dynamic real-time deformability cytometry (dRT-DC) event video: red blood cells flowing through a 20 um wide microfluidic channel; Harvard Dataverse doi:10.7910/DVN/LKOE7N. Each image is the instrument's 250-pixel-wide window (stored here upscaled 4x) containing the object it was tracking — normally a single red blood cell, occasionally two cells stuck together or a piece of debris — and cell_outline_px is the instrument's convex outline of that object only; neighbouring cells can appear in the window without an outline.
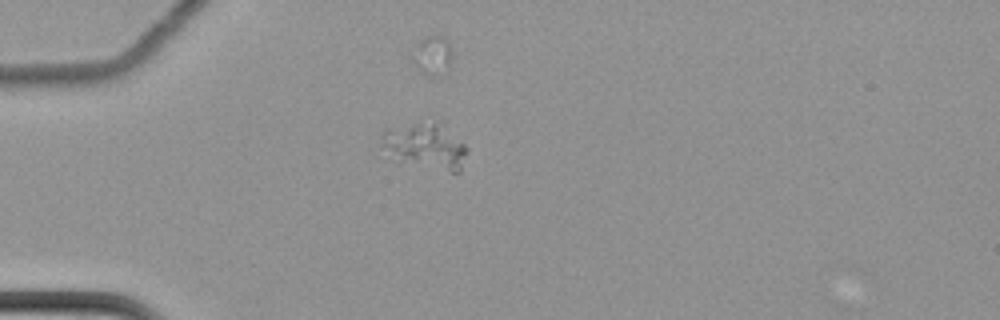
{"species": "common noctule bat (a hibernating species)", "species_latin": "Nyctalus noctula", "temperature_condition": "cold", "stored_images_in_passage": 32, "camera_frame_rate_fps": 3000, "um_per_image_px": 0.085, "animal": {"sex": "female", "body_mass_g": 22.7, "forearm_length_mm": 54.2}, "frame": {"image": 1, "passage_image": 1, "time_ms": 0.0, "image_size_px": [1000, 320], "cell_outline_px": [[468, 152], [460, 172], [452, 172], [400, 160], [380, 140], [380, 132], [384, 128], [412, 124], [440, 124], [464, 144], [468, 148]], "centroid_in_image_um": [36.2, 12.41], "position_along_channel_um": 48.8, "area_um2": 21.56}}
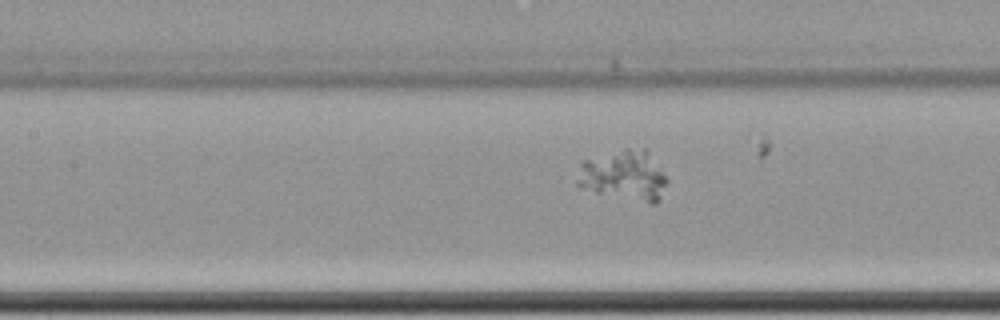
{"frame": {"image": 2, "passage_image": 12, "time_ms": 3.667, "image_size_px": [1000, 320], "cell_outline_px": [[668, 180], [660, 200], [656, 204], [652, 204], [596, 192], [580, 188], [576, 184], [576, 180], [584, 160], [624, 148], [644, 148]], "centroid_in_image_um": [53.04, 14.93], "position_along_channel_um": 154.4, "area_um2": 26.01}}
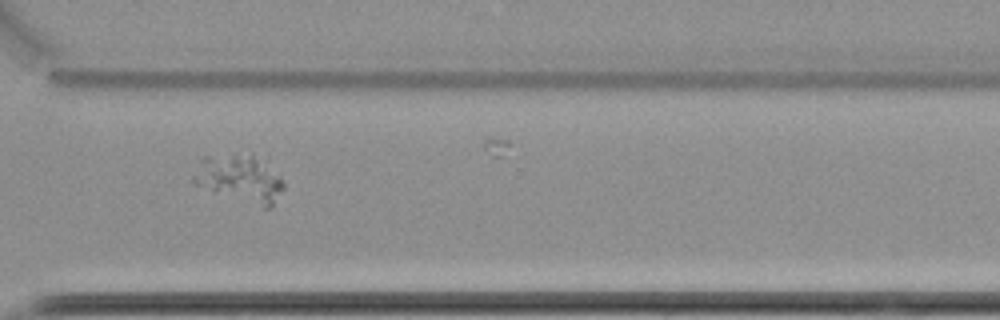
{"frame": {"image": 3, "passage_image": 29, "time_ms": 9.333, "image_size_px": [1000, 320], "cell_outline_px": [[284, 188], [272, 208], [264, 208], [192, 184], [192, 176], [200, 160], [204, 156], [252, 152], [284, 184]], "centroid_in_image_um": [20.33, 15.17], "position_along_channel_um": 350.3, "area_um2": 24.62}}